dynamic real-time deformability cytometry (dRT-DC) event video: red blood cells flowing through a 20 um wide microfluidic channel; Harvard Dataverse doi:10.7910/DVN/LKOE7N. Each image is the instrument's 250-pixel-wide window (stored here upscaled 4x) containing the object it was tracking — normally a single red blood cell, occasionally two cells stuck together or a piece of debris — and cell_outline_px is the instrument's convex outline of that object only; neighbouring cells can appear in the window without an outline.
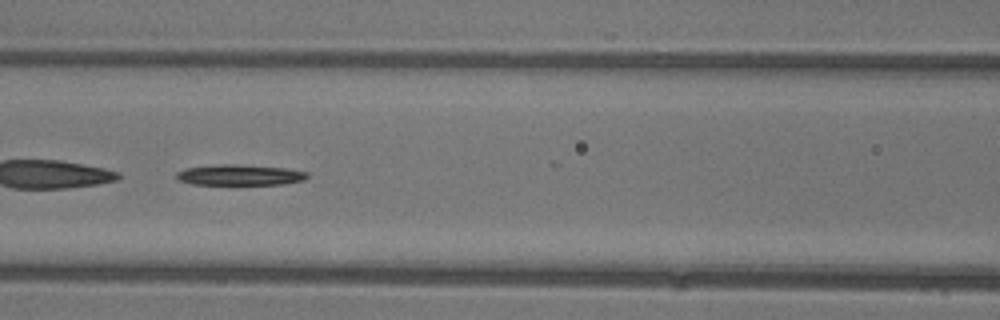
{"species": "common noctule bat (a hibernating species)", "species_latin": "Nyctalus noctula", "temperature_condition": "warm", "stored_images_in_passage": 46, "camera_frame_rate_fps": 3000, "um_per_image_px": 0.085, "animal": {"sex": "female"}, "frame": {"image": 1, "passage_image": 21, "time_ms": 6.667, "image_size_px": [1000, 320], "cell_outline_px": [[308, 176], [304, 180], [284, 184], [192, 184], [176, 180], [176, 172], [184, 168], [216, 164], [236, 164], [284, 168], [308, 172]], "centroid_in_image_um": [20.33, 14.86], "position_along_channel_um": 146.3, "area_um2": 15.84}}
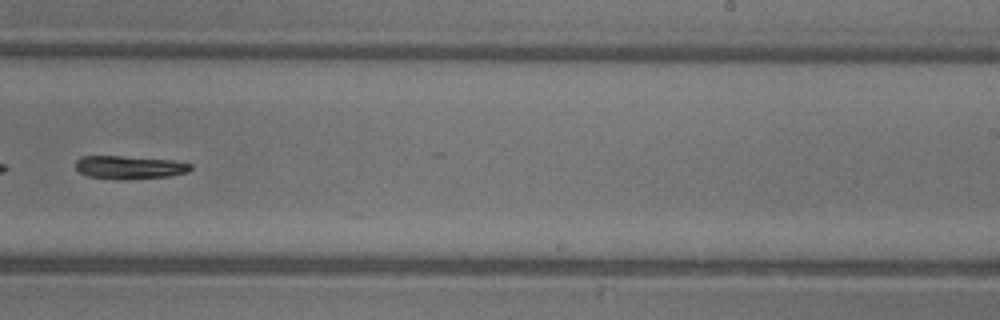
{"frame": {"image": 2, "passage_image": 30, "time_ms": 9.667, "image_size_px": [1000, 320], "cell_outline_px": [[192, 168], [188, 172], [168, 176], [124, 180], [88, 176], [80, 172], [76, 168], [76, 160], [80, 156], [120, 156], [172, 160], [192, 164]], "centroid_in_image_um": [11.0, 14.22], "position_along_channel_um": 278.0, "area_um2": 15.49}}
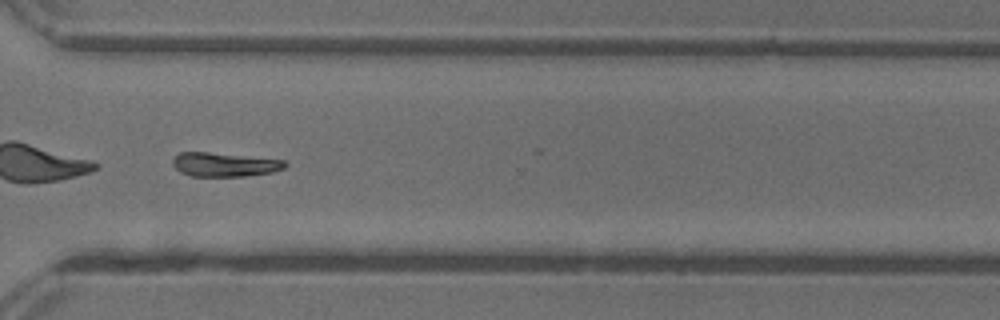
{"frame": {"image": 3, "passage_image": 35, "time_ms": 11.333, "image_size_px": [1000, 320], "cell_outline_px": [[288, 164], [284, 168], [272, 172], [244, 176], [192, 176], [180, 172], [172, 164], [172, 160], [180, 152], [208, 152], [284, 160]], "centroid_in_image_um": [19.07, 13.99], "position_along_channel_um": 351.5, "area_um2": 15.55}, "authors_computed_cell_mechanics": {"area_um2": 17.5134, "velocity_mm_per_s": 4.4128, "shape_relaxation_time_tau1_ms": 4.9622, "shape_relaxation_time_tau2_ms": null, "deformation_change_tau1": 0.1543, "deformation_change_tau2": null}}